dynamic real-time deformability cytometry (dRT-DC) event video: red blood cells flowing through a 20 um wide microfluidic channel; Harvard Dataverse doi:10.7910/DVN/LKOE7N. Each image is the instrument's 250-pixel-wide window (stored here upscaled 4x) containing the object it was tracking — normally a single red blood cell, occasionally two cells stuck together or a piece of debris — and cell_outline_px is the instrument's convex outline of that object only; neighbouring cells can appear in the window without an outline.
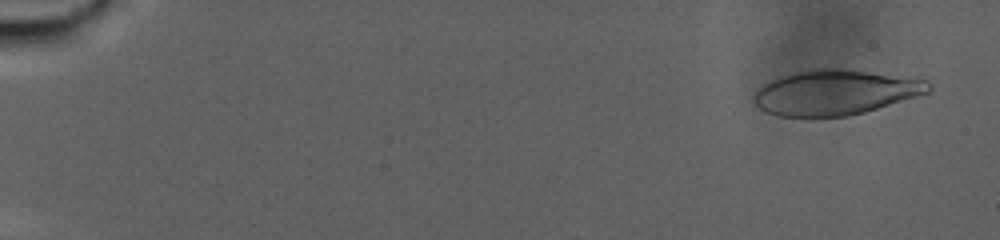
{"species": "human", "species_latin": "Homo sapiens", "temperature_condition": "warm", "stored_images_in_passage": 98, "camera_frame_rate_fps": 3000, "um_per_image_px": 0.085, "donor": {"sex": "male"}, "frame": {"image": 1, "passage_image": 5, "time_ms": 1.333, "image_size_px": [1000, 240], "cell_outline_px": [[932, 88], [928, 92], [916, 96], [864, 112], [848, 116], [812, 120], [808, 120], [776, 116], [760, 108], [756, 104], [752, 96], [756, 88], [768, 80], [780, 76], [796, 72], [820, 68], [844, 68], [928, 80], [932, 84]], "centroid_in_image_um": [70.91, 7.89], "position_along_channel_um": 14.1, "area_um2": 46.88}}
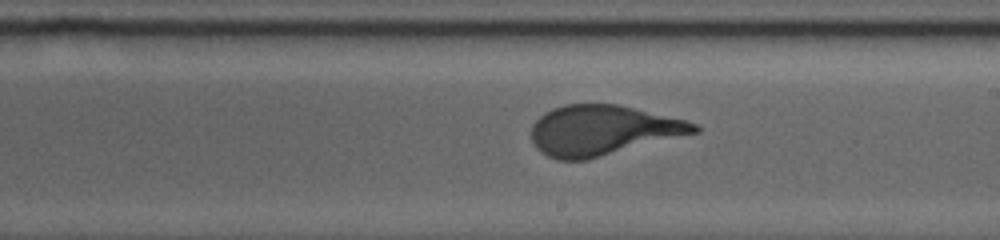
{"frame": {"image": 2, "passage_image": 60, "time_ms": 19.667, "image_size_px": [1000, 240], "cell_outline_px": [[700, 132], [584, 160], [556, 160], [540, 152], [536, 148], [532, 140], [532, 124], [544, 112], [552, 108], [564, 104], [616, 104], [684, 120], [696, 124], [700, 128]], "centroid_in_image_um": [51.18, 11.08], "position_along_channel_um": 237.8, "area_um2": 47.16}}
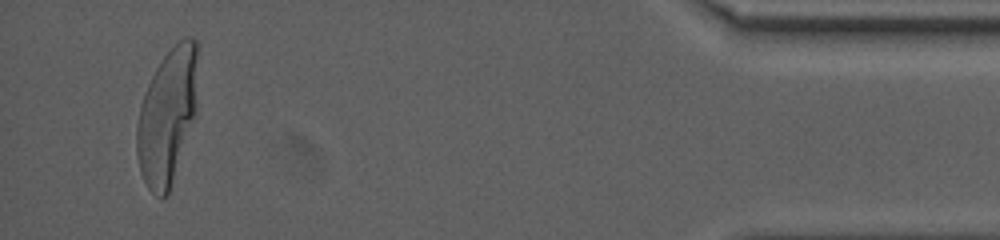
{"frame": {"image": 3, "passage_image": 94, "time_ms": 31.0, "image_size_px": [1000, 240], "cell_outline_px": [[200, 44], [196, 112], [168, 192], [160, 200], [148, 188], [140, 172], [136, 152], [136, 128], [140, 108], [144, 92], [156, 68], [164, 56], [184, 36], [192, 36]], "centroid_in_image_um": [14.25, 9.78], "position_along_channel_um": 421.0, "area_um2": 48.38}}